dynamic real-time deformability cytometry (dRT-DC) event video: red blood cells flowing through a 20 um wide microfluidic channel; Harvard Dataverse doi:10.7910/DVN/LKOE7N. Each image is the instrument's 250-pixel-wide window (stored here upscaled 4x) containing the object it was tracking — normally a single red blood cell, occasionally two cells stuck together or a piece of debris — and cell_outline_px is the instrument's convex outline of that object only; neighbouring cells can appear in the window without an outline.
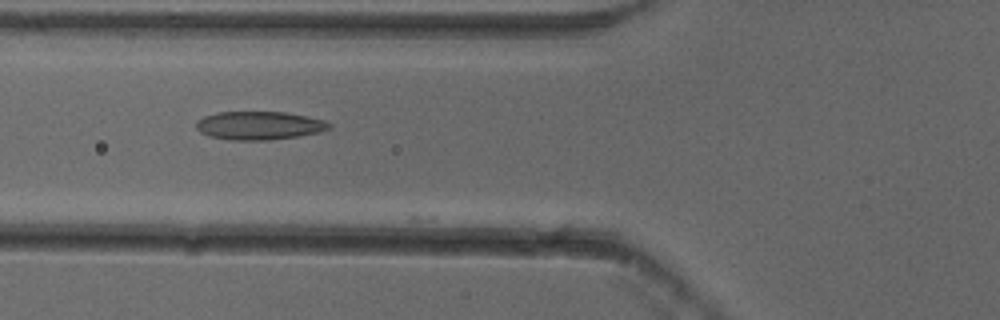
{"species": "common noctule bat (a hibernating species)", "species_latin": "Nyctalus noctula", "temperature_condition": "cold", "stored_images_in_passage": 54, "camera_frame_rate_fps": 3000, "um_per_image_px": 0.085, "animal": {"sex": "female"}, "frame": {"image": 1, "passage_image": 21, "time_ms": 6.667, "image_size_px": [1000, 320], "cell_outline_px": [[332, 128], [320, 132], [296, 136], [268, 140], [232, 140], [208, 136], [200, 132], [196, 128], [196, 120], [204, 116], [216, 112], [284, 112], [308, 116], [324, 120], [332, 124]], "centroid_in_image_um": [22.02, 10.66], "position_along_channel_um": 103.8, "area_um2": 22.08}}
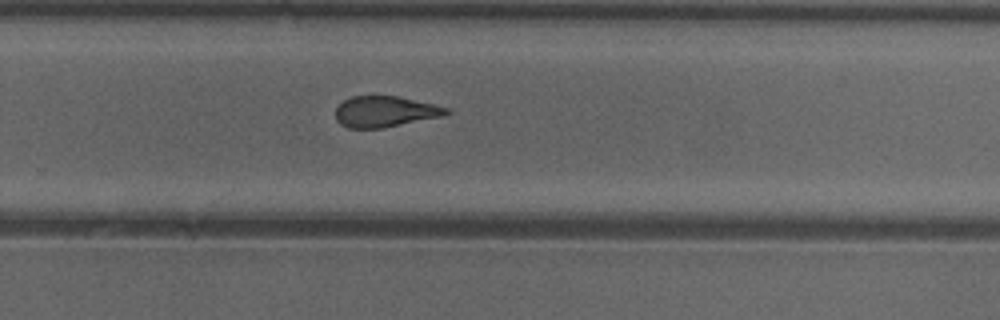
{"frame": {"image": 2, "passage_image": 36, "time_ms": 11.667, "image_size_px": [1000, 320], "cell_outline_px": [[448, 112], [444, 116], [380, 128], [348, 128], [340, 124], [336, 120], [336, 108], [344, 100], [352, 96], [400, 96], [448, 108]], "centroid_in_image_um": [32.69, 9.48], "position_along_channel_um": 297.1, "area_um2": 19.77}}
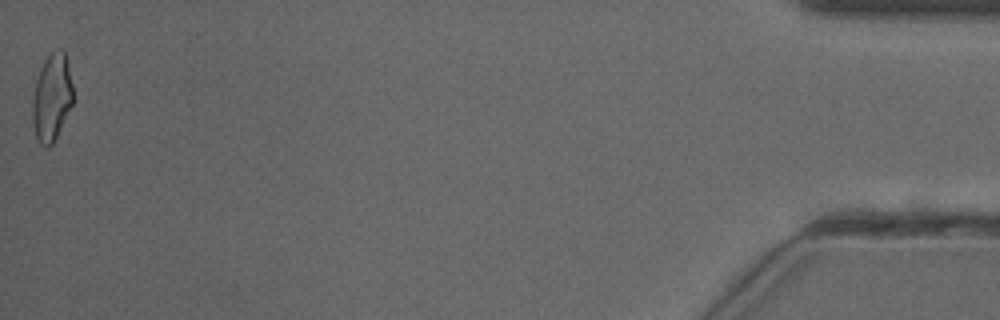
{"frame": {"image": 3, "passage_image": 54, "time_ms": 17.667, "image_size_px": [1000, 320], "cell_outline_px": [[72, 104], [52, 144], [48, 148], [40, 144], [36, 136], [32, 120], [32, 100], [36, 80], [40, 68], [44, 60], [56, 48], [60, 48], [64, 52], [72, 84]], "centroid_in_image_um": [4.38, 8.28], "position_along_channel_um": 430.8, "area_um2": 20.29}, "authors_computed_cell_mechanics": {"area_um2": 21.0392, "velocity_mm_per_s": 3.867, "shape_relaxation_time_tau1_ms": 8.5921, "shape_relaxation_time_tau2_ms": 1.9915, "deformation_change_tau1": 0.2019, "deformation_change_tau2": 0.1046}}